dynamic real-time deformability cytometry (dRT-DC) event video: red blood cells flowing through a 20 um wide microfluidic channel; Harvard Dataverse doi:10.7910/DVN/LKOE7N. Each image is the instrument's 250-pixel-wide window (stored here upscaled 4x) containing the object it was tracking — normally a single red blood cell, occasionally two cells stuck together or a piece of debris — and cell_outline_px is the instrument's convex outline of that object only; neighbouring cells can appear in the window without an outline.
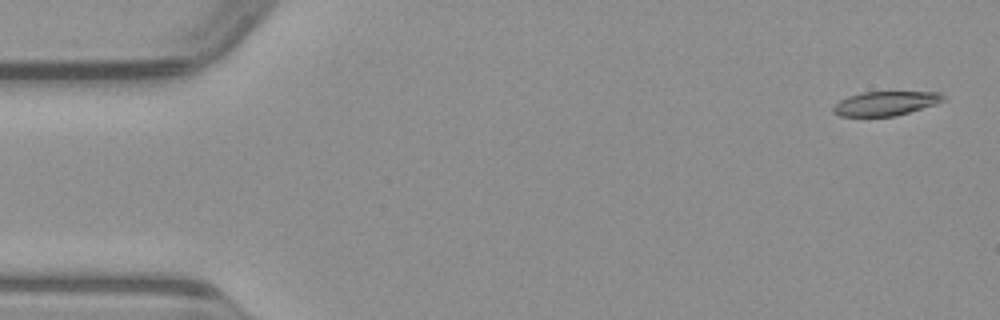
{"species": "common noctule bat (a hibernating species)", "species_latin": "Nyctalus noctula", "temperature_condition": "warm", "stored_images_in_passage": 50, "camera_frame_rate_fps": 3000, "um_per_image_px": 0.085, "animal": {"sex": "male", "body_mass_g": 23.1, "forearm_length_mm": 52.7}, "frame": {"image": 1, "passage_image": 2, "time_ms": 0.333, "image_size_px": [1000, 320], "cell_outline_px": [[948, 100], [936, 104], [896, 116], [840, 116], [832, 112], [832, 108], [840, 100], [848, 96], [860, 92], [940, 92]], "centroid_in_image_um": [75.29, 8.79], "position_along_channel_um": 9.7, "area_um2": 15.61}}
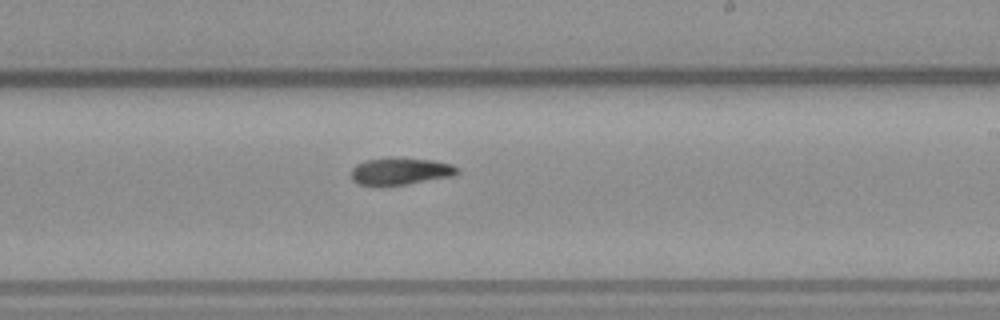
{"frame": {"image": 2, "passage_image": 29, "time_ms": 9.333, "image_size_px": [1000, 320], "cell_outline_px": [[460, 172], [452, 176], [404, 184], [356, 184], [352, 180], [352, 168], [356, 164], [368, 160], [388, 156], [432, 160], [452, 164], [460, 168]], "centroid_in_image_um": [34.06, 14.52], "position_along_channel_um": 254.9, "area_um2": 16.65}}
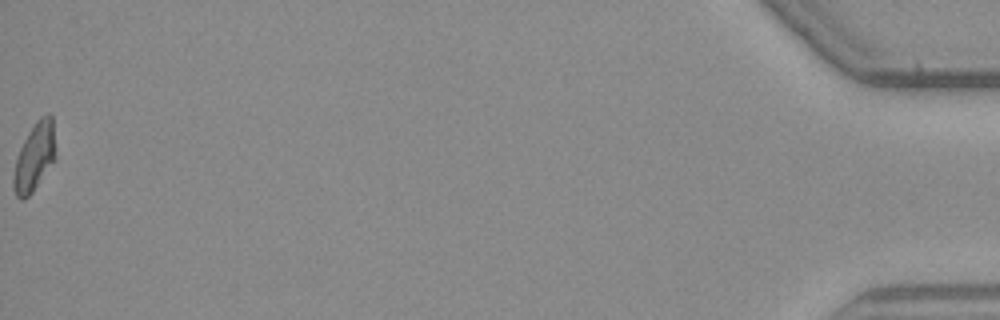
{"frame": {"image": 3, "passage_image": 50, "time_ms": 16.333, "image_size_px": [1000, 320], "cell_outline_px": [[56, 160], [32, 192], [24, 200], [20, 200], [16, 196], [12, 184], [12, 176], [16, 160], [20, 148], [28, 132], [36, 120], [40, 116], [48, 112], [52, 116], [56, 156]], "centroid_in_image_um": [2.94, 13.34], "position_along_channel_um": 432.3, "area_um2": 16.94}}